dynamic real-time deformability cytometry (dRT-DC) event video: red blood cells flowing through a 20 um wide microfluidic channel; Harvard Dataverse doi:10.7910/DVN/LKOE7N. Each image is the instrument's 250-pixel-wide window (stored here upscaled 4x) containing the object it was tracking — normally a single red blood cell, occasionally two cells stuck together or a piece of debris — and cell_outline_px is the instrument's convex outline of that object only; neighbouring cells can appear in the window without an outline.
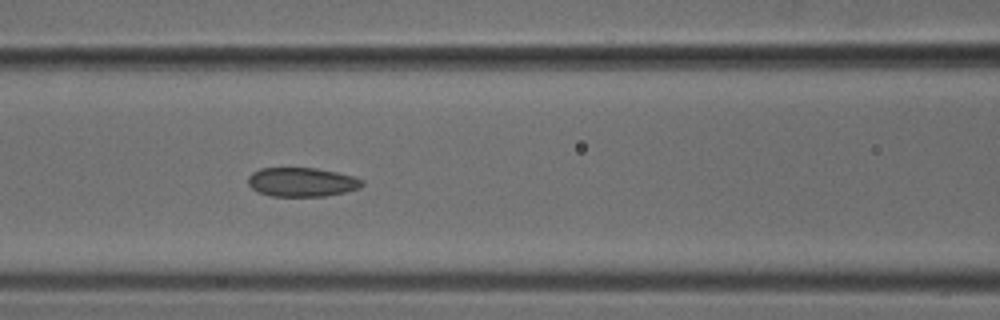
{"species": "common noctule bat (a hibernating species)", "species_latin": "Nyctalus noctula", "temperature_condition": "cold", "stored_images_in_passage": 5, "camera_frame_rate_fps": 3000, "um_per_image_px": 0.085, "animal": {"sex": "male", "body_mass_g": 18.8}, "frame": {"image": 1, "passage_image": 5, "time_ms": 1.333, "image_size_px": [1000, 320], "cell_outline_px": [[364, 184], [360, 188], [344, 192], [324, 196], [272, 196], [260, 192], [252, 188], [248, 184], [248, 176], [252, 172], [260, 168], [316, 168], [336, 172], [352, 176], [364, 180]], "centroid_in_image_um": [25.66, 15.47], "position_along_channel_um": 140.9, "area_um2": 19.25}}